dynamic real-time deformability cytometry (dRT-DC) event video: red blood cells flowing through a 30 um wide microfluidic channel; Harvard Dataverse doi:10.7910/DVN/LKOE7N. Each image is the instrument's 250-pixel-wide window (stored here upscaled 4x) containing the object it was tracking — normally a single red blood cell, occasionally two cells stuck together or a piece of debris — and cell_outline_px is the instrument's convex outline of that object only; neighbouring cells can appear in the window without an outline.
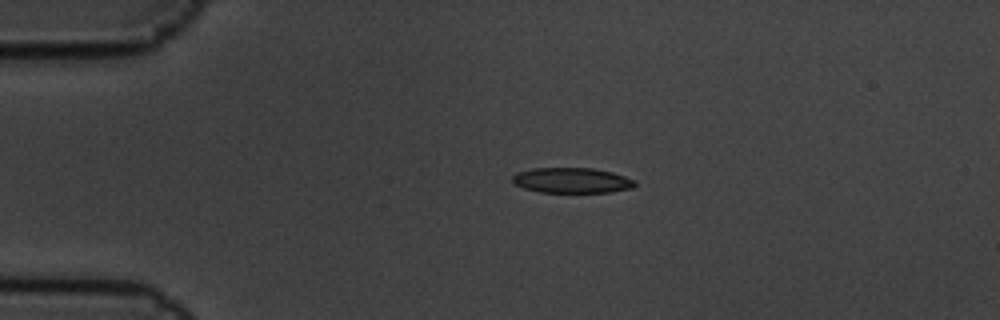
{"species": "common noctule bat (a hibernating species)", "species_latin": "Nyctalus noctula", "temperature_condition": "cold", "stored_images_in_passage": 2, "camera_frame_rate_fps": 3000, "um_per_image_px": 0.085, "animal": {"sex": "male", "body_mass_g": 19.5, "forearm_length_mm": 54.6}, "frame": {"image": 1, "passage_image": 1, "time_ms": 0.0, "image_size_px": [1000, 320], "cell_outline_px": [[636, 184], [632, 188], [612, 192], [540, 192], [524, 188], [512, 184], [512, 176], [516, 172], [532, 168], [592, 168], [612, 172], [636, 180]], "centroid_in_image_um": [48.58, 15.33], "position_along_channel_um": 36.4, "area_um2": 18.21}}